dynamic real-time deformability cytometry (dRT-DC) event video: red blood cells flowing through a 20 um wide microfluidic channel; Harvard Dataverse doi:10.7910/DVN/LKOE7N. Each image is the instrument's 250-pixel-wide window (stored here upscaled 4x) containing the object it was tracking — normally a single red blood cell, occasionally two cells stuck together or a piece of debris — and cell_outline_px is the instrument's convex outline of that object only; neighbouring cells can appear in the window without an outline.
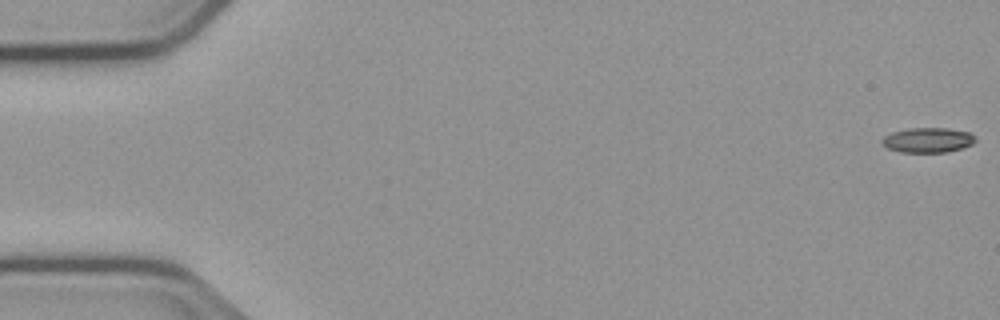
{"species": "common noctule bat (a hibernating species)", "species_latin": "Nyctalus noctula", "temperature_condition": "cold", "stored_images_in_passage": 55, "camera_frame_rate_fps": 3000, "um_per_image_px": 0.085, "animal": {"sex": "male", "body_mass_g": 23.1, "forearm_length_mm": 52.7}, "frame": {"image": 1, "passage_image": 1, "time_ms": 0.0, "image_size_px": [1000, 320], "cell_outline_px": [[976, 140], [972, 144], [964, 148], [948, 152], [900, 152], [888, 148], [880, 144], [880, 140], [884, 136], [892, 132], [908, 128], [948, 128], [968, 132], [976, 136]], "centroid_in_image_um": [78.86, 11.91], "position_along_channel_um": 6.1, "area_um2": 13.76}}
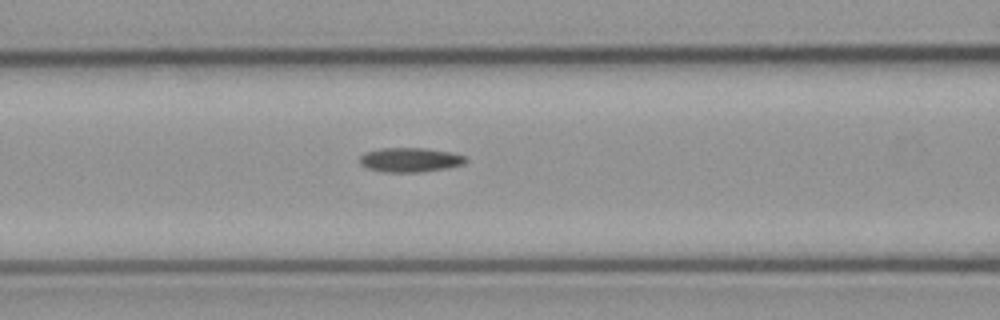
{"frame": {"image": 2, "passage_image": 23, "time_ms": 7.333, "image_size_px": [1000, 320], "cell_outline_px": [[468, 160], [464, 164], [448, 168], [420, 172], [384, 172], [368, 168], [360, 164], [360, 156], [364, 152], [380, 148], [424, 148], [452, 152], [468, 156]], "centroid_in_image_um": [34.9, 13.58], "position_along_channel_um": 131.7, "area_um2": 15.26}}
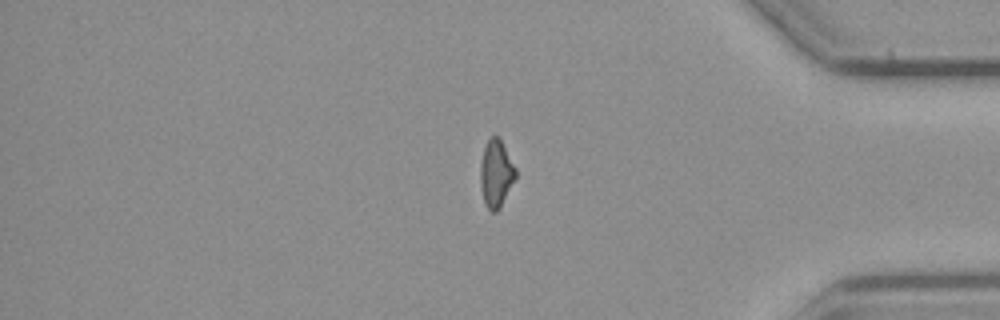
{"frame": {"image": 3, "passage_image": 46, "time_ms": 15.0, "image_size_px": [1000, 320], "cell_outline_px": [[516, 176], [500, 208], [496, 212], [492, 212], [484, 204], [480, 184], [480, 164], [484, 148], [488, 140], [492, 136], [500, 136], [516, 168]], "centroid_in_image_um": [42.16, 14.74], "position_along_channel_um": 393.0, "area_um2": 13.93}, "authors_computed_cell_mechanics": {"area_um2": 14.3344, "velocity_mm_per_s": 3.769, "shape_relaxation_time_tau1_ms": 8.0396, "shape_relaxation_time_tau2_ms": null, "deformation_change_tau1": 0.1955, "deformation_change_tau2": null}}